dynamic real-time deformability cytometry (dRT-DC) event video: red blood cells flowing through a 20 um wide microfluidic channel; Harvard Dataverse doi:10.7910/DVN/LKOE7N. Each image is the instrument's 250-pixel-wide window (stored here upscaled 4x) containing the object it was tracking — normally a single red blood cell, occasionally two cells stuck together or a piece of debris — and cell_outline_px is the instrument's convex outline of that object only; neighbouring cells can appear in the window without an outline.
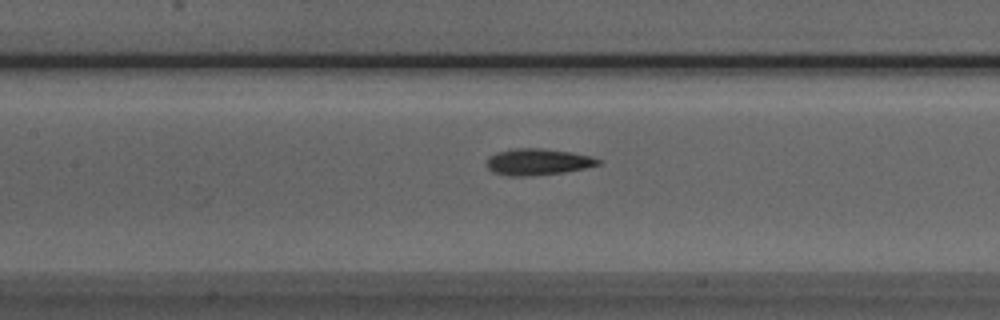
{"species": "Egyptian fruit bat (a non-hibernating species)", "species_latin": "Rousettus aegyptiacus", "temperature_condition": "room temperature", "stored_images_in_passage": 32, "camera_frame_rate_fps": 3000, "um_per_image_px": 0.085, "animal": {"sex": "male"}, "frame": {"image": 1, "passage_image": 11, "time_ms": 3.333, "image_size_px": [1000, 320], "cell_outline_px": [[600, 164], [584, 168], [564, 172], [528, 176], [508, 176], [492, 172], [488, 168], [488, 156], [496, 152], [516, 148], [540, 148], [572, 152], [592, 156], [600, 160]], "centroid_in_image_um": [45.7, 13.75], "position_along_channel_um": 161.7, "area_um2": 17.17}}
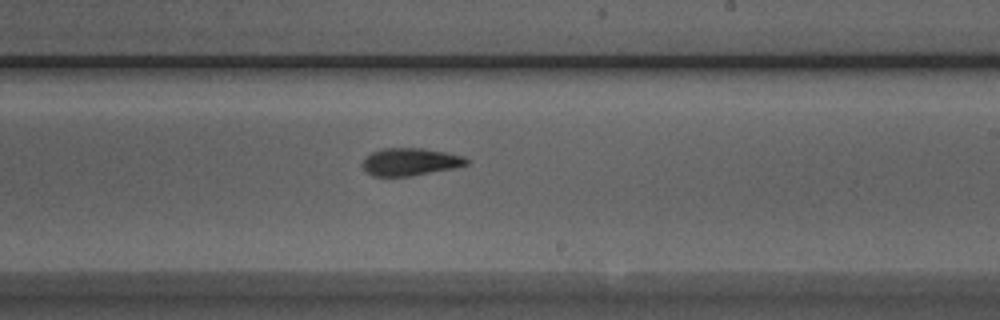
{"frame": {"image": 2, "passage_image": 18, "time_ms": 5.667, "image_size_px": [1000, 320], "cell_outline_px": [[472, 160], [468, 164], [452, 168], [408, 176], [372, 176], [360, 164], [364, 156], [372, 152], [384, 148], [424, 148], [464, 156]], "centroid_in_image_um": [34.85, 13.74], "position_along_channel_um": 254.2, "area_um2": 16.7}}
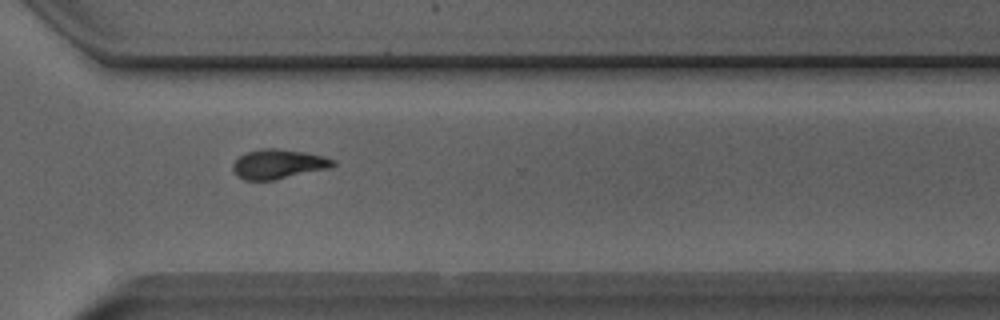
{"frame": {"image": 3, "passage_image": 25, "time_ms": 8.0, "image_size_px": [1000, 320], "cell_outline_px": [[336, 164], [328, 168], [272, 180], [244, 180], [236, 176], [232, 168], [232, 164], [240, 156], [248, 152], [260, 148], [276, 148], [304, 152], [324, 156], [336, 160]], "centroid_in_image_um": [23.63, 13.94], "position_along_channel_um": 347.0, "area_um2": 17.11}, "authors_computed_cell_mechanics": {"area_um2": 17.2533, "velocity_mm_per_s": 3.9757, "shape_relaxation_time_tau1_ms": 5.4574, "shape_relaxation_time_tau2_ms": 2.1172, "deformation_change_tau1": 0.1604, "deformation_change_tau2": 0.079}}